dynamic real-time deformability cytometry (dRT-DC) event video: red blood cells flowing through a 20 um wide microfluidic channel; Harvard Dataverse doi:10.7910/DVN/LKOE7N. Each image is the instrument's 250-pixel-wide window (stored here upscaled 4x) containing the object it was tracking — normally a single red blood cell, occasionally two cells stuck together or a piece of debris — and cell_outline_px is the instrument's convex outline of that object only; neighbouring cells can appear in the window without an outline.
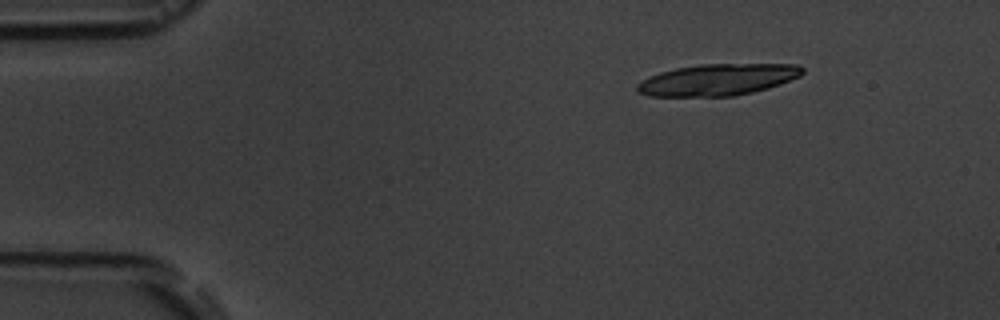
{"species": "common noctule bat (a hibernating species)", "species_latin": "Nyctalus noctula", "temperature_condition": "room temperature", "stored_images_in_passage": 3, "camera_frame_rate_fps": 3000, "um_per_image_px": 0.085, "animal": {"sex": "male", "body_mass_g": 19.5, "forearm_length_mm": 54.6}, "frame": {"image": 1, "passage_image": 1, "time_ms": 0.0, "image_size_px": [1000, 320], "cell_outline_px": [[804, 72], [800, 76], [780, 84], [768, 88], [752, 92], [732, 96], [648, 96], [636, 92], [636, 84], [660, 72], [676, 68], [700, 64], [800, 64], [804, 68]], "centroid_in_image_um": [61.03, 6.77], "position_along_channel_um": 24.0, "area_um2": 30.35}}